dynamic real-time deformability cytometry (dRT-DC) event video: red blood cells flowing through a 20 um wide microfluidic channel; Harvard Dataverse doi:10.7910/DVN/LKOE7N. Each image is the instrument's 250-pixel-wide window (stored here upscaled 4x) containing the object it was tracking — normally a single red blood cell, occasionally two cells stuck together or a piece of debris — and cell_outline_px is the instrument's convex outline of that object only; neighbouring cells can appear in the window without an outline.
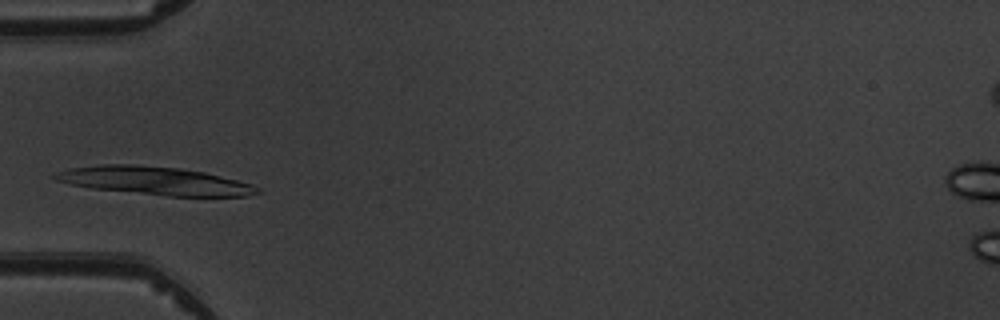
{"species": "common noctule bat (a hibernating species)", "species_latin": "Nyctalus noctula", "temperature_condition": "warm", "stored_images_in_passage": 4, "camera_frame_rate_fps": 3000, "um_per_image_px": 0.085, "animal": {"sex": "male", "body_mass_g": 19.5, "forearm_length_mm": 54.6}, "frame": {"image": 1, "passage_image": 3, "time_ms": 2.667, "image_size_px": [1000, 320], "cell_outline_px": [[260, 192], [248, 196], [168, 196], [92, 188], [72, 184], [56, 180], [48, 176], [56, 172], [68, 168], [100, 164], [132, 164], [180, 168], [204, 172], [252, 184], [260, 188]], "centroid_in_image_um": [13.11, 15.36], "position_along_channel_um": 71.9, "area_um2": 33.12}}
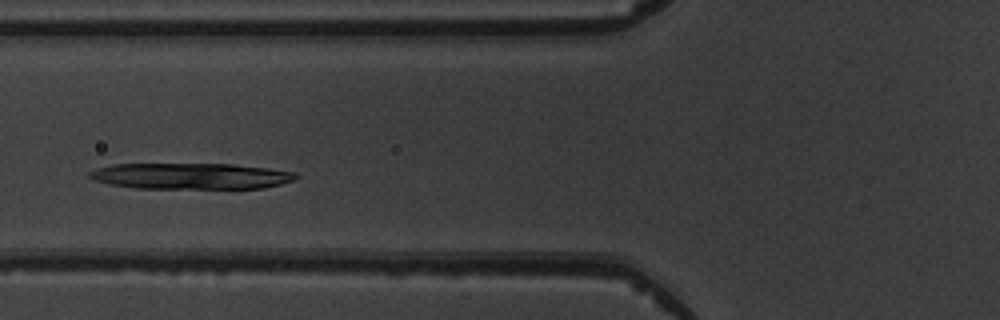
{"frame": {"image": 2, "passage_image": 4, "time_ms": 3.667, "image_size_px": [1000, 320], "cell_outline_px": [[300, 176], [296, 180], [264, 188], [136, 188], [112, 184], [96, 180], [88, 176], [88, 172], [96, 168], [112, 164], [232, 164], [268, 168], [296, 172]], "centroid_in_image_um": [16.27, 14.96], "position_along_channel_um": 109.5, "area_um2": 31.33}}